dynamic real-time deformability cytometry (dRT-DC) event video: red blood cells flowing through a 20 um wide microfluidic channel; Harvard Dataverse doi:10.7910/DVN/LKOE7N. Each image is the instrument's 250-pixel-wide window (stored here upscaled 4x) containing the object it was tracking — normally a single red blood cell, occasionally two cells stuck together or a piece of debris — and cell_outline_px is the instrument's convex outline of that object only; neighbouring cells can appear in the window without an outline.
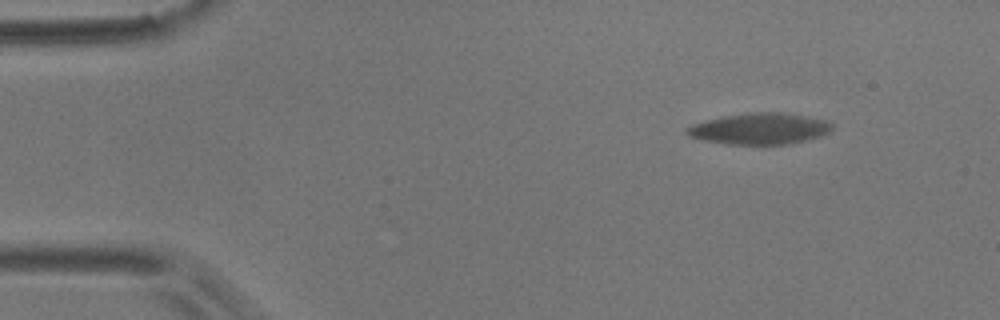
{"species": "common noctule bat (a hibernating species)", "species_latin": "Nyctalus noctula", "temperature_condition": "room temperature", "stored_images_in_passage": 4, "camera_frame_rate_fps": 3000, "um_per_image_px": 0.085, "animal": {"sex": "male", "body_mass_g": 17.9}, "frame": {"image": 1, "passage_image": 1, "time_ms": 0.0, "image_size_px": [1000, 320], "cell_outline_px": [[832, 128], [828, 132], [820, 136], [788, 144], [728, 144], [704, 140], [688, 136], [684, 132], [684, 128], [692, 124], [724, 116], [752, 112], [784, 112], [828, 120], [832, 124]], "centroid_in_image_um": [64.55, 10.93], "position_along_channel_um": 20.4, "area_um2": 26.36}}
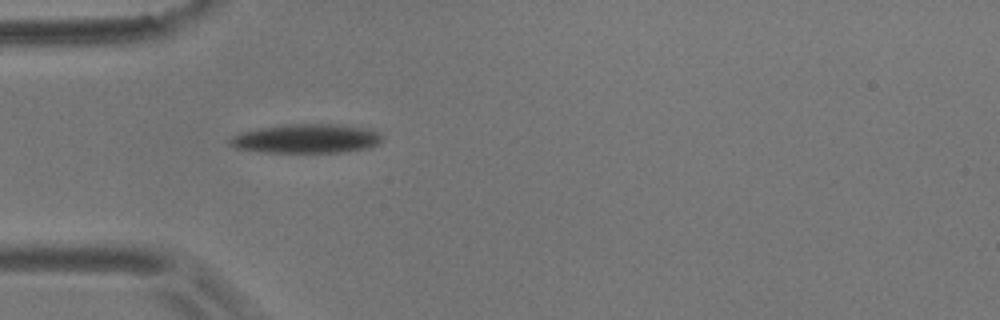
{"frame": {"image": 2, "passage_image": 4, "time_ms": 1.0, "image_size_px": [1000, 320], "cell_outline_px": [[384, 140], [380, 144], [372, 148], [344, 152], [260, 152], [236, 148], [228, 144], [228, 140], [232, 136], [240, 132], [260, 128], [288, 124], [336, 124], [368, 128], [380, 132], [384, 136]], "centroid_in_image_um": [26.11, 11.78], "position_along_channel_um": 58.9, "area_um2": 26.3}}